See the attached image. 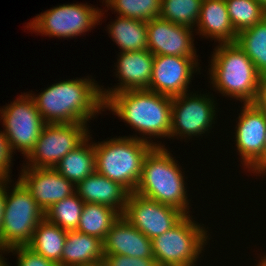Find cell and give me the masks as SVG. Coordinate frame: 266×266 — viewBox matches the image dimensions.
Here are the masks:
<instances>
[{
  "mask_svg": "<svg viewBox=\"0 0 266 266\" xmlns=\"http://www.w3.org/2000/svg\"><path fill=\"white\" fill-rule=\"evenodd\" d=\"M197 30L200 35L215 39L218 43H235V32L228 15L225 0H203Z\"/></svg>",
  "mask_w": 266,
  "mask_h": 266,
  "instance_id": "44dd1931",
  "label": "cell"
},
{
  "mask_svg": "<svg viewBox=\"0 0 266 266\" xmlns=\"http://www.w3.org/2000/svg\"><path fill=\"white\" fill-rule=\"evenodd\" d=\"M121 17L148 22L160 15L161 0H103Z\"/></svg>",
  "mask_w": 266,
  "mask_h": 266,
  "instance_id": "f546056e",
  "label": "cell"
},
{
  "mask_svg": "<svg viewBox=\"0 0 266 266\" xmlns=\"http://www.w3.org/2000/svg\"><path fill=\"white\" fill-rule=\"evenodd\" d=\"M265 173H266V141H265Z\"/></svg>",
  "mask_w": 266,
  "mask_h": 266,
  "instance_id": "f35d334b",
  "label": "cell"
},
{
  "mask_svg": "<svg viewBox=\"0 0 266 266\" xmlns=\"http://www.w3.org/2000/svg\"><path fill=\"white\" fill-rule=\"evenodd\" d=\"M103 240L98 237L67 231L61 266H102Z\"/></svg>",
  "mask_w": 266,
  "mask_h": 266,
  "instance_id": "ffe728a7",
  "label": "cell"
},
{
  "mask_svg": "<svg viewBox=\"0 0 266 266\" xmlns=\"http://www.w3.org/2000/svg\"><path fill=\"white\" fill-rule=\"evenodd\" d=\"M66 237V230L44 218L34 230L33 237L27 247L61 266Z\"/></svg>",
  "mask_w": 266,
  "mask_h": 266,
  "instance_id": "603a6c76",
  "label": "cell"
},
{
  "mask_svg": "<svg viewBox=\"0 0 266 266\" xmlns=\"http://www.w3.org/2000/svg\"><path fill=\"white\" fill-rule=\"evenodd\" d=\"M24 95V96H23ZM21 94L17 100L0 110L3 120V133L8 140L12 153L17 149L25 158L35 148L36 142L47 124L37 110L30 94Z\"/></svg>",
  "mask_w": 266,
  "mask_h": 266,
  "instance_id": "ba28073f",
  "label": "cell"
},
{
  "mask_svg": "<svg viewBox=\"0 0 266 266\" xmlns=\"http://www.w3.org/2000/svg\"><path fill=\"white\" fill-rule=\"evenodd\" d=\"M107 29L121 52L148 49L146 21L118 16Z\"/></svg>",
  "mask_w": 266,
  "mask_h": 266,
  "instance_id": "cb8c5ba5",
  "label": "cell"
},
{
  "mask_svg": "<svg viewBox=\"0 0 266 266\" xmlns=\"http://www.w3.org/2000/svg\"><path fill=\"white\" fill-rule=\"evenodd\" d=\"M19 180L45 212L54 203L75 193V186L54 168L23 166Z\"/></svg>",
  "mask_w": 266,
  "mask_h": 266,
  "instance_id": "2e32d148",
  "label": "cell"
},
{
  "mask_svg": "<svg viewBox=\"0 0 266 266\" xmlns=\"http://www.w3.org/2000/svg\"><path fill=\"white\" fill-rule=\"evenodd\" d=\"M75 193L85 202L102 204L124 213L130 192L120 183L96 171L75 186Z\"/></svg>",
  "mask_w": 266,
  "mask_h": 266,
  "instance_id": "d6986e66",
  "label": "cell"
},
{
  "mask_svg": "<svg viewBox=\"0 0 266 266\" xmlns=\"http://www.w3.org/2000/svg\"><path fill=\"white\" fill-rule=\"evenodd\" d=\"M84 203L76 193H73L51 205L44 212V218L66 231L77 230Z\"/></svg>",
  "mask_w": 266,
  "mask_h": 266,
  "instance_id": "4316f807",
  "label": "cell"
},
{
  "mask_svg": "<svg viewBox=\"0 0 266 266\" xmlns=\"http://www.w3.org/2000/svg\"><path fill=\"white\" fill-rule=\"evenodd\" d=\"M209 70L214 89L223 96L253 103L261 75L237 43H220L213 49Z\"/></svg>",
  "mask_w": 266,
  "mask_h": 266,
  "instance_id": "277c9868",
  "label": "cell"
},
{
  "mask_svg": "<svg viewBox=\"0 0 266 266\" xmlns=\"http://www.w3.org/2000/svg\"><path fill=\"white\" fill-rule=\"evenodd\" d=\"M102 12L87 3L63 4L37 15L26 27L49 37L72 38L100 23Z\"/></svg>",
  "mask_w": 266,
  "mask_h": 266,
  "instance_id": "9c48e42d",
  "label": "cell"
},
{
  "mask_svg": "<svg viewBox=\"0 0 266 266\" xmlns=\"http://www.w3.org/2000/svg\"><path fill=\"white\" fill-rule=\"evenodd\" d=\"M96 172L134 192L141 177L149 142L124 136L94 143Z\"/></svg>",
  "mask_w": 266,
  "mask_h": 266,
  "instance_id": "5b68a950",
  "label": "cell"
},
{
  "mask_svg": "<svg viewBox=\"0 0 266 266\" xmlns=\"http://www.w3.org/2000/svg\"><path fill=\"white\" fill-rule=\"evenodd\" d=\"M90 135L73 151L65 155L54 167L74 186L96 171L95 146ZM89 143V144H88Z\"/></svg>",
  "mask_w": 266,
  "mask_h": 266,
  "instance_id": "7402d4cb",
  "label": "cell"
},
{
  "mask_svg": "<svg viewBox=\"0 0 266 266\" xmlns=\"http://www.w3.org/2000/svg\"><path fill=\"white\" fill-rule=\"evenodd\" d=\"M193 29L174 24L162 18L147 22L148 50L155 55H173L196 58Z\"/></svg>",
  "mask_w": 266,
  "mask_h": 266,
  "instance_id": "9a60e30c",
  "label": "cell"
},
{
  "mask_svg": "<svg viewBox=\"0 0 266 266\" xmlns=\"http://www.w3.org/2000/svg\"><path fill=\"white\" fill-rule=\"evenodd\" d=\"M230 22L238 34L266 17V10L256 0H225Z\"/></svg>",
  "mask_w": 266,
  "mask_h": 266,
  "instance_id": "f1b7e54d",
  "label": "cell"
},
{
  "mask_svg": "<svg viewBox=\"0 0 266 266\" xmlns=\"http://www.w3.org/2000/svg\"><path fill=\"white\" fill-rule=\"evenodd\" d=\"M102 266H157L155 258H136L126 255L104 254Z\"/></svg>",
  "mask_w": 266,
  "mask_h": 266,
  "instance_id": "1f68e13d",
  "label": "cell"
},
{
  "mask_svg": "<svg viewBox=\"0 0 266 266\" xmlns=\"http://www.w3.org/2000/svg\"><path fill=\"white\" fill-rule=\"evenodd\" d=\"M9 193L6 189L5 209L0 233V250L27 246L37 225L44 219V211L31 192L17 179ZM8 191V192H7Z\"/></svg>",
  "mask_w": 266,
  "mask_h": 266,
  "instance_id": "8992f818",
  "label": "cell"
},
{
  "mask_svg": "<svg viewBox=\"0 0 266 266\" xmlns=\"http://www.w3.org/2000/svg\"><path fill=\"white\" fill-rule=\"evenodd\" d=\"M10 181V179H0V233L2 229V220H3V213L5 209V201H6V188L7 184Z\"/></svg>",
  "mask_w": 266,
  "mask_h": 266,
  "instance_id": "e575fe53",
  "label": "cell"
},
{
  "mask_svg": "<svg viewBox=\"0 0 266 266\" xmlns=\"http://www.w3.org/2000/svg\"><path fill=\"white\" fill-rule=\"evenodd\" d=\"M0 252L2 253V251L0 250ZM6 262H5V258L2 256V254H0V266H6Z\"/></svg>",
  "mask_w": 266,
  "mask_h": 266,
  "instance_id": "d590c367",
  "label": "cell"
},
{
  "mask_svg": "<svg viewBox=\"0 0 266 266\" xmlns=\"http://www.w3.org/2000/svg\"><path fill=\"white\" fill-rule=\"evenodd\" d=\"M203 0H161L159 18L193 29L198 24Z\"/></svg>",
  "mask_w": 266,
  "mask_h": 266,
  "instance_id": "83f0119b",
  "label": "cell"
},
{
  "mask_svg": "<svg viewBox=\"0 0 266 266\" xmlns=\"http://www.w3.org/2000/svg\"><path fill=\"white\" fill-rule=\"evenodd\" d=\"M103 252L136 258H154L152 240L122 215L107 232L103 240Z\"/></svg>",
  "mask_w": 266,
  "mask_h": 266,
  "instance_id": "ac0fdd59",
  "label": "cell"
},
{
  "mask_svg": "<svg viewBox=\"0 0 266 266\" xmlns=\"http://www.w3.org/2000/svg\"><path fill=\"white\" fill-rule=\"evenodd\" d=\"M121 215L119 211L106 205L84 203L76 231L104 240Z\"/></svg>",
  "mask_w": 266,
  "mask_h": 266,
  "instance_id": "d4e9b609",
  "label": "cell"
},
{
  "mask_svg": "<svg viewBox=\"0 0 266 266\" xmlns=\"http://www.w3.org/2000/svg\"><path fill=\"white\" fill-rule=\"evenodd\" d=\"M12 154L5 134L0 131V179H11L9 173H11Z\"/></svg>",
  "mask_w": 266,
  "mask_h": 266,
  "instance_id": "d6a6232c",
  "label": "cell"
},
{
  "mask_svg": "<svg viewBox=\"0 0 266 266\" xmlns=\"http://www.w3.org/2000/svg\"><path fill=\"white\" fill-rule=\"evenodd\" d=\"M252 104L266 117V75L261 76L257 94Z\"/></svg>",
  "mask_w": 266,
  "mask_h": 266,
  "instance_id": "836d02e7",
  "label": "cell"
},
{
  "mask_svg": "<svg viewBox=\"0 0 266 266\" xmlns=\"http://www.w3.org/2000/svg\"><path fill=\"white\" fill-rule=\"evenodd\" d=\"M117 59V78L120 85L101 89L103 100L111 94L126 90L148 89L152 77L154 54L147 50L120 52ZM104 89V90H103Z\"/></svg>",
  "mask_w": 266,
  "mask_h": 266,
  "instance_id": "e0dca14e",
  "label": "cell"
},
{
  "mask_svg": "<svg viewBox=\"0 0 266 266\" xmlns=\"http://www.w3.org/2000/svg\"><path fill=\"white\" fill-rule=\"evenodd\" d=\"M172 156L165 145L153 146L144 157L141 177L134 192L189 215L185 176Z\"/></svg>",
  "mask_w": 266,
  "mask_h": 266,
  "instance_id": "3957f363",
  "label": "cell"
},
{
  "mask_svg": "<svg viewBox=\"0 0 266 266\" xmlns=\"http://www.w3.org/2000/svg\"><path fill=\"white\" fill-rule=\"evenodd\" d=\"M94 82L89 77L61 80L38 95L29 94L33 95L37 110L46 123L87 124L94 115L104 111L101 87Z\"/></svg>",
  "mask_w": 266,
  "mask_h": 266,
  "instance_id": "6da1fadb",
  "label": "cell"
},
{
  "mask_svg": "<svg viewBox=\"0 0 266 266\" xmlns=\"http://www.w3.org/2000/svg\"><path fill=\"white\" fill-rule=\"evenodd\" d=\"M111 110L121 120L127 122L142 137L134 138L163 146L147 138H170L172 118V97L147 89L126 90L111 94L104 100V109ZM147 135L149 137H146ZM146 137V138H144Z\"/></svg>",
  "mask_w": 266,
  "mask_h": 266,
  "instance_id": "7a4b0ae2",
  "label": "cell"
},
{
  "mask_svg": "<svg viewBox=\"0 0 266 266\" xmlns=\"http://www.w3.org/2000/svg\"><path fill=\"white\" fill-rule=\"evenodd\" d=\"M122 216L152 240L173 228L185 214L173 206L132 192Z\"/></svg>",
  "mask_w": 266,
  "mask_h": 266,
  "instance_id": "4fadbf2b",
  "label": "cell"
},
{
  "mask_svg": "<svg viewBox=\"0 0 266 266\" xmlns=\"http://www.w3.org/2000/svg\"><path fill=\"white\" fill-rule=\"evenodd\" d=\"M259 266H266V255L261 257L260 262L258 263Z\"/></svg>",
  "mask_w": 266,
  "mask_h": 266,
  "instance_id": "8d00e7d4",
  "label": "cell"
},
{
  "mask_svg": "<svg viewBox=\"0 0 266 266\" xmlns=\"http://www.w3.org/2000/svg\"><path fill=\"white\" fill-rule=\"evenodd\" d=\"M192 217L190 214L185 215L173 228L152 239L153 257L157 266L196 265L210 238L204 224L195 223Z\"/></svg>",
  "mask_w": 266,
  "mask_h": 266,
  "instance_id": "52a82bcc",
  "label": "cell"
},
{
  "mask_svg": "<svg viewBox=\"0 0 266 266\" xmlns=\"http://www.w3.org/2000/svg\"><path fill=\"white\" fill-rule=\"evenodd\" d=\"M84 123H47L36 142L35 148L26 158L27 167L54 168L70 151L78 147L88 136ZM31 162V163H30Z\"/></svg>",
  "mask_w": 266,
  "mask_h": 266,
  "instance_id": "30bf717a",
  "label": "cell"
},
{
  "mask_svg": "<svg viewBox=\"0 0 266 266\" xmlns=\"http://www.w3.org/2000/svg\"><path fill=\"white\" fill-rule=\"evenodd\" d=\"M266 10V0H256Z\"/></svg>",
  "mask_w": 266,
  "mask_h": 266,
  "instance_id": "74e56055",
  "label": "cell"
},
{
  "mask_svg": "<svg viewBox=\"0 0 266 266\" xmlns=\"http://www.w3.org/2000/svg\"><path fill=\"white\" fill-rule=\"evenodd\" d=\"M6 252H14L13 254L16 253L18 255L17 266H59L57 263L35 253L27 246L14 247L6 250ZM6 266L9 265L6 264Z\"/></svg>",
  "mask_w": 266,
  "mask_h": 266,
  "instance_id": "4dcf8cb0",
  "label": "cell"
},
{
  "mask_svg": "<svg viewBox=\"0 0 266 266\" xmlns=\"http://www.w3.org/2000/svg\"><path fill=\"white\" fill-rule=\"evenodd\" d=\"M185 93L172 97L170 138L201 136L212 129L216 120L215 100L205 94Z\"/></svg>",
  "mask_w": 266,
  "mask_h": 266,
  "instance_id": "8fae6325",
  "label": "cell"
},
{
  "mask_svg": "<svg viewBox=\"0 0 266 266\" xmlns=\"http://www.w3.org/2000/svg\"><path fill=\"white\" fill-rule=\"evenodd\" d=\"M235 127V143L242 164L248 170L265 173L266 117L252 104L246 103Z\"/></svg>",
  "mask_w": 266,
  "mask_h": 266,
  "instance_id": "7c38bea8",
  "label": "cell"
},
{
  "mask_svg": "<svg viewBox=\"0 0 266 266\" xmlns=\"http://www.w3.org/2000/svg\"><path fill=\"white\" fill-rule=\"evenodd\" d=\"M236 43L254 63L257 72L266 75V17L238 33Z\"/></svg>",
  "mask_w": 266,
  "mask_h": 266,
  "instance_id": "484cf974",
  "label": "cell"
},
{
  "mask_svg": "<svg viewBox=\"0 0 266 266\" xmlns=\"http://www.w3.org/2000/svg\"><path fill=\"white\" fill-rule=\"evenodd\" d=\"M198 64V58L155 55L147 90L170 97L187 93L192 74L195 70H200Z\"/></svg>",
  "mask_w": 266,
  "mask_h": 266,
  "instance_id": "5bb4252c",
  "label": "cell"
}]
</instances>
